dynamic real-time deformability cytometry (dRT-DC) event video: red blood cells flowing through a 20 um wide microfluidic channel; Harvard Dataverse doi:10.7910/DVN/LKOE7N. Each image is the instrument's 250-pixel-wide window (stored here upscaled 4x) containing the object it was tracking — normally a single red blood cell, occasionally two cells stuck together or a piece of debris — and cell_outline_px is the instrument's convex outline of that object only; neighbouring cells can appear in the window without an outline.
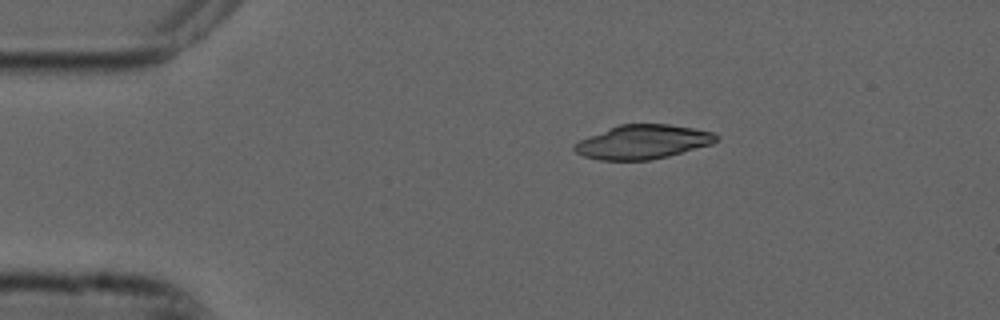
{"species": "common noctule bat (a hibernating species)", "species_latin": "Nyctalus noctula", "temperature_condition": "cold", "stored_images_in_passage": 45, "camera_frame_rate_fps": 3000, "um_per_image_px": 0.085, "animal": {"sex": "male", "forearm_length_mm": 52.5}, "frame": {"image": 1, "passage_image": 1, "time_ms": 0.0, "image_size_px": [1000, 320], "cell_outline_px": [[716, 140], [712, 144], [668, 156], [648, 160], [600, 160], [584, 156], [576, 152], [572, 148], [572, 144], [580, 140], [620, 124], [668, 124], [692, 128], [712, 132], [716, 136]], "centroid_in_image_um": [54.61, 12.07], "position_along_channel_um": 30.4, "area_um2": 27.74}}
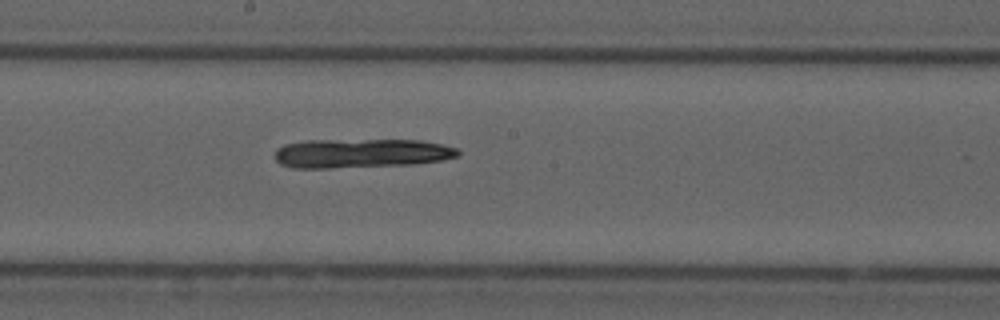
{"frame": {"image": 2, "passage_image": 20, "time_ms": 6.333, "image_size_px": [1000, 320], "cell_outline_px": [[460, 156], [440, 160], [408, 164], [332, 168], [292, 168], [280, 164], [276, 160], [276, 148], [284, 144], [304, 140], [420, 140], [440, 144], [456, 148], [460, 152]], "centroid_in_image_um": [30.64, 13.02], "position_along_channel_um": 217.6, "area_um2": 31.04}}
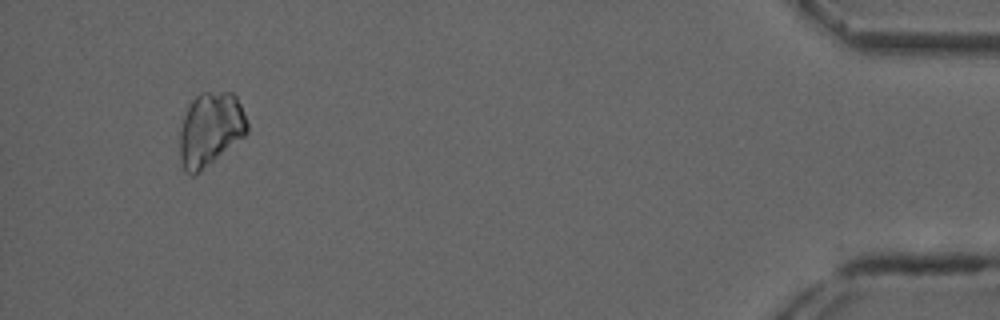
{"frame": {"image": 3, "passage_image": 42, "time_ms": 13.667, "image_size_px": [1000, 320], "cell_outline_px": [[248, 132], [244, 136], [200, 172], [192, 176], [184, 172], [180, 160], [180, 132], [184, 116], [188, 104], [200, 92], [232, 92], [236, 96], [248, 120]], "centroid_in_image_um": [17.87, 10.99], "position_along_channel_um": 417.3, "area_um2": 29.13}}